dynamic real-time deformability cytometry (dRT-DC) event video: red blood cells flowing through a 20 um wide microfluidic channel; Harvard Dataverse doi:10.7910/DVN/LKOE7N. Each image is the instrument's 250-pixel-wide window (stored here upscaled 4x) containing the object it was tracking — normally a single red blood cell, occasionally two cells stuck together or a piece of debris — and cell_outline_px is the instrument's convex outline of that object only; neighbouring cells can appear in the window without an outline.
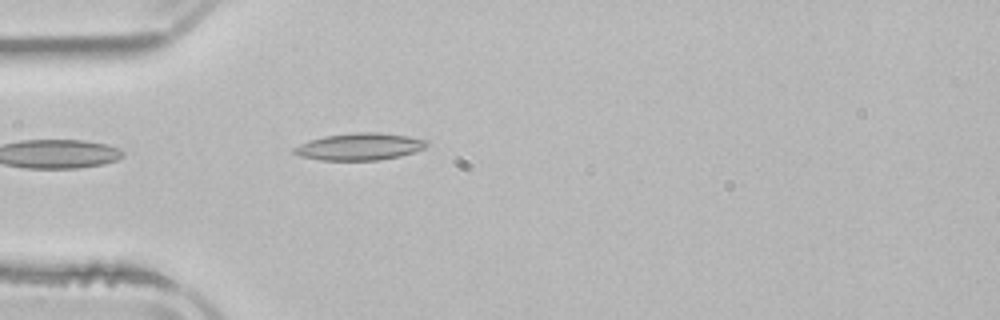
{"species": "common noctule bat (a hibernating species)", "species_latin": "Nyctalus noctula", "temperature_condition": "room temperature", "stored_images_in_passage": 3, "camera_frame_rate_fps": 3000, "um_per_image_px": 0.085, "animal": {"sex": "male", "body_mass_g": 21.5, "forearm_length_mm": 52.0}, "frame": {"image": 1, "passage_image": 3, "time_ms": 3.0, "image_size_px": [1000, 320], "cell_outline_px": [[428, 144], [424, 148], [400, 156], [380, 160], [320, 160], [300, 156], [292, 152], [292, 148], [300, 144], [324, 136], [356, 132], [380, 132], [408, 136], [428, 140]], "centroid_in_image_um": [30.57, 12.46], "position_along_channel_um": 54.4, "area_um2": 20.87}}